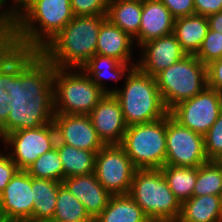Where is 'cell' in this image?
<instances>
[{
  "mask_svg": "<svg viewBox=\"0 0 222 222\" xmlns=\"http://www.w3.org/2000/svg\"><path fill=\"white\" fill-rule=\"evenodd\" d=\"M3 40H4V39L0 36V42H3Z\"/></svg>",
  "mask_w": 222,
  "mask_h": 222,
  "instance_id": "cell-43",
  "label": "cell"
},
{
  "mask_svg": "<svg viewBox=\"0 0 222 222\" xmlns=\"http://www.w3.org/2000/svg\"><path fill=\"white\" fill-rule=\"evenodd\" d=\"M175 18L160 0H144L139 33L134 38L139 47L147 41L174 32Z\"/></svg>",
  "mask_w": 222,
  "mask_h": 222,
  "instance_id": "cell-18",
  "label": "cell"
},
{
  "mask_svg": "<svg viewBox=\"0 0 222 222\" xmlns=\"http://www.w3.org/2000/svg\"><path fill=\"white\" fill-rule=\"evenodd\" d=\"M154 77L165 107L170 110L207 86V66L195 55H187Z\"/></svg>",
  "mask_w": 222,
  "mask_h": 222,
  "instance_id": "cell-7",
  "label": "cell"
},
{
  "mask_svg": "<svg viewBox=\"0 0 222 222\" xmlns=\"http://www.w3.org/2000/svg\"><path fill=\"white\" fill-rule=\"evenodd\" d=\"M142 15V1L109 0L106 18L135 38L139 33Z\"/></svg>",
  "mask_w": 222,
  "mask_h": 222,
  "instance_id": "cell-25",
  "label": "cell"
},
{
  "mask_svg": "<svg viewBox=\"0 0 222 222\" xmlns=\"http://www.w3.org/2000/svg\"><path fill=\"white\" fill-rule=\"evenodd\" d=\"M16 163L10 158L9 153H0V194L6 188L12 177L18 171Z\"/></svg>",
  "mask_w": 222,
  "mask_h": 222,
  "instance_id": "cell-37",
  "label": "cell"
},
{
  "mask_svg": "<svg viewBox=\"0 0 222 222\" xmlns=\"http://www.w3.org/2000/svg\"><path fill=\"white\" fill-rule=\"evenodd\" d=\"M94 222H150L129 194L112 195Z\"/></svg>",
  "mask_w": 222,
  "mask_h": 222,
  "instance_id": "cell-24",
  "label": "cell"
},
{
  "mask_svg": "<svg viewBox=\"0 0 222 222\" xmlns=\"http://www.w3.org/2000/svg\"><path fill=\"white\" fill-rule=\"evenodd\" d=\"M102 16H74L40 52L58 68L80 69L96 54Z\"/></svg>",
  "mask_w": 222,
  "mask_h": 222,
  "instance_id": "cell-3",
  "label": "cell"
},
{
  "mask_svg": "<svg viewBox=\"0 0 222 222\" xmlns=\"http://www.w3.org/2000/svg\"><path fill=\"white\" fill-rule=\"evenodd\" d=\"M220 198H221V206H222V193H221V195H220Z\"/></svg>",
  "mask_w": 222,
  "mask_h": 222,
  "instance_id": "cell-44",
  "label": "cell"
},
{
  "mask_svg": "<svg viewBox=\"0 0 222 222\" xmlns=\"http://www.w3.org/2000/svg\"><path fill=\"white\" fill-rule=\"evenodd\" d=\"M119 101L127 126L153 122L169 114L156 85L155 77L137 66L125 76L123 88L110 89Z\"/></svg>",
  "mask_w": 222,
  "mask_h": 222,
  "instance_id": "cell-4",
  "label": "cell"
},
{
  "mask_svg": "<svg viewBox=\"0 0 222 222\" xmlns=\"http://www.w3.org/2000/svg\"><path fill=\"white\" fill-rule=\"evenodd\" d=\"M136 168L120 144L105 145L95 156L94 174L111 194H129Z\"/></svg>",
  "mask_w": 222,
  "mask_h": 222,
  "instance_id": "cell-10",
  "label": "cell"
},
{
  "mask_svg": "<svg viewBox=\"0 0 222 222\" xmlns=\"http://www.w3.org/2000/svg\"><path fill=\"white\" fill-rule=\"evenodd\" d=\"M91 220L82 202L62 184L57 194L55 213L50 222H88Z\"/></svg>",
  "mask_w": 222,
  "mask_h": 222,
  "instance_id": "cell-28",
  "label": "cell"
},
{
  "mask_svg": "<svg viewBox=\"0 0 222 222\" xmlns=\"http://www.w3.org/2000/svg\"><path fill=\"white\" fill-rule=\"evenodd\" d=\"M207 86L222 93V58L207 65Z\"/></svg>",
  "mask_w": 222,
  "mask_h": 222,
  "instance_id": "cell-38",
  "label": "cell"
},
{
  "mask_svg": "<svg viewBox=\"0 0 222 222\" xmlns=\"http://www.w3.org/2000/svg\"><path fill=\"white\" fill-rule=\"evenodd\" d=\"M13 2H17V3H19L21 0H12Z\"/></svg>",
  "mask_w": 222,
  "mask_h": 222,
  "instance_id": "cell-42",
  "label": "cell"
},
{
  "mask_svg": "<svg viewBox=\"0 0 222 222\" xmlns=\"http://www.w3.org/2000/svg\"><path fill=\"white\" fill-rule=\"evenodd\" d=\"M222 193V161H208L197 167V180L193 196Z\"/></svg>",
  "mask_w": 222,
  "mask_h": 222,
  "instance_id": "cell-29",
  "label": "cell"
},
{
  "mask_svg": "<svg viewBox=\"0 0 222 222\" xmlns=\"http://www.w3.org/2000/svg\"><path fill=\"white\" fill-rule=\"evenodd\" d=\"M53 84L55 113L88 115L105 95L78 68L55 67Z\"/></svg>",
  "mask_w": 222,
  "mask_h": 222,
  "instance_id": "cell-6",
  "label": "cell"
},
{
  "mask_svg": "<svg viewBox=\"0 0 222 222\" xmlns=\"http://www.w3.org/2000/svg\"><path fill=\"white\" fill-rule=\"evenodd\" d=\"M7 0H0V36L5 39L15 28L19 18V5L14 2L8 10H2ZM2 7V8H1ZM2 10V11H1Z\"/></svg>",
  "mask_w": 222,
  "mask_h": 222,
  "instance_id": "cell-35",
  "label": "cell"
},
{
  "mask_svg": "<svg viewBox=\"0 0 222 222\" xmlns=\"http://www.w3.org/2000/svg\"><path fill=\"white\" fill-rule=\"evenodd\" d=\"M88 115L99 138L105 145L122 142L128 126L119 101L113 93H105Z\"/></svg>",
  "mask_w": 222,
  "mask_h": 222,
  "instance_id": "cell-15",
  "label": "cell"
},
{
  "mask_svg": "<svg viewBox=\"0 0 222 222\" xmlns=\"http://www.w3.org/2000/svg\"><path fill=\"white\" fill-rule=\"evenodd\" d=\"M134 38L120 27L106 19L100 27L96 54L115 58L123 63H131Z\"/></svg>",
  "mask_w": 222,
  "mask_h": 222,
  "instance_id": "cell-19",
  "label": "cell"
},
{
  "mask_svg": "<svg viewBox=\"0 0 222 222\" xmlns=\"http://www.w3.org/2000/svg\"><path fill=\"white\" fill-rule=\"evenodd\" d=\"M6 43L0 42V126L2 127L9 115L8 104L11 101L6 88Z\"/></svg>",
  "mask_w": 222,
  "mask_h": 222,
  "instance_id": "cell-33",
  "label": "cell"
},
{
  "mask_svg": "<svg viewBox=\"0 0 222 222\" xmlns=\"http://www.w3.org/2000/svg\"><path fill=\"white\" fill-rule=\"evenodd\" d=\"M204 136L180 125L170 114L166 116L165 165L199 167L208 162Z\"/></svg>",
  "mask_w": 222,
  "mask_h": 222,
  "instance_id": "cell-11",
  "label": "cell"
},
{
  "mask_svg": "<svg viewBox=\"0 0 222 222\" xmlns=\"http://www.w3.org/2000/svg\"><path fill=\"white\" fill-rule=\"evenodd\" d=\"M204 148L209 161H222V111L204 135Z\"/></svg>",
  "mask_w": 222,
  "mask_h": 222,
  "instance_id": "cell-32",
  "label": "cell"
},
{
  "mask_svg": "<svg viewBox=\"0 0 222 222\" xmlns=\"http://www.w3.org/2000/svg\"><path fill=\"white\" fill-rule=\"evenodd\" d=\"M5 134L3 132L2 127L0 126V139L2 140V142L5 144ZM1 153V152H0Z\"/></svg>",
  "mask_w": 222,
  "mask_h": 222,
  "instance_id": "cell-41",
  "label": "cell"
},
{
  "mask_svg": "<svg viewBox=\"0 0 222 222\" xmlns=\"http://www.w3.org/2000/svg\"><path fill=\"white\" fill-rule=\"evenodd\" d=\"M177 222H222L220 196H193L184 201Z\"/></svg>",
  "mask_w": 222,
  "mask_h": 222,
  "instance_id": "cell-22",
  "label": "cell"
},
{
  "mask_svg": "<svg viewBox=\"0 0 222 222\" xmlns=\"http://www.w3.org/2000/svg\"><path fill=\"white\" fill-rule=\"evenodd\" d=\"M55 66L40 52L6 44V91L11 98L4 134L49 124L55 116Z\"/></svg>",
  "mask_w": 222,
  "mask_h": 222,
  "instance_id": "cell-1",
  "label": "cell"
},
{
  "mask_svg": "<svg viewBox=\"0 0 222 222\" xmlns=\"http://www.w3.org/2000/svg\"><path fill=\"white\" fill-rule=\"evenodd\" d=\"M141 58L136 66L144 73L155 76L187 56L174 33L142 44Z\"/></svg>",
  "mask_w": 222,
  "mask_h": 222,
  "instance_id": "cell-16",
  "label": "cell"
},
{
  "mask_svg": "<svg viewBox=\"0 0 222 222\" xmlns=\"http://www.w3.org/2000/svg\"><path fill=\"white\" fill-rule=\"evenodd\" d=\"M55 146L62 161L63 179L94 172L95 152L75 148L60 142H56Z\"/></svg>",
  "mask_w": 222,
  "mask_h": 222,
  "instance_id": "cell-26",
  "label": "cell"
},
{
  "mask_svg": "<svg viewBox=\"0 0 222 222\" xmlns=\"http://www.w3.org/2000/svg\"><path fill=\"white\" fill-rule=\"evenodd\" d=\"M209 29L222 33V11L207 16Z\"/></svg>",
  "mask_w": 222,
  "mask_h": 222,
  "instance_id": "cell-40",
  "label": "cell"
},
{
  "mask_svg": "<svg viewBox=\"0 0 222 222\" xmlns=\"http://www.w3.org/2000/svg\"><path fill=\"white\" fill-rule=\"evenodd\" d=\"M57 138L53 122L38 128L21 129L5 136V148L19 170H26L39 156L55 147Z\"/></svg>",
  "mask_w": 222,
  "mask_h": 222,
  "instance_id": "cell-12",
  "label": "cell"
},
{
  "mask_svg": "<svg viewBox=\"0 0 222 222\" xmlns=\"http://www.w3.org/2000/svg\"><path fill=\"white\" fill-rule=\"evenodd\" d=\"M74 16L107 15L109 0H70Z\"/></svg>",
  "mask_w": 222,
  "mask_h": 222,
  "instance_id": "cell-34",
  "label": "cell"
},
{
  "mask_svg": "<svg viewBox=\"0 0 222 222\" xmlns=\"http://www.w3.org/2000/svg\"><path fill=\"white\" fill-rule=\"evenodd\" d=\"M32 176L18 170L0 194V222H29L33 215Z\"/></svg>",
  "mask_w": 222,
  "mask_h": 222,
  "instance_id": "cell-13",
  "label": "cell"
},
{
  "mask_svg": "<svg viewBox=\"0 0 222 222\" xmlns=\"http://www.w3.org/2000/svg\"><path fill=\"white\" fill-rule=\"evenodd\" d=\"M129 65V66H128ZM136 64L123 63L119 60L95 54L80 69L95 83L102 91L109 93L104 85L103 79H113L115 82L126 76Z\"/></svg>",
  "mask_w": 222,
  "mask_h": 222,
  "instance_id": "cell-20",
  "label": "cell"
},
{
  "mask_svg": "<svg viewBox=\"0 0 222 222\" xmlns=\"http://www.w3.org/2000/svg\"><path fill=\"white\" fill-rule=\"evenodd\" d=\"M56 142L97 153L105 144L99 138L89 115L55 113Z\"/></svg>",
  "mask_w": 222,
  "mask_h": 222,
  "instance_id": "cell-14",
  "label": "cell"
},
{
  "mask_svg": "<svg viewBox=\"0 0 222 222\" xmlns=\"http://www.w3.org/2000/svg\"><path fill=\"white\" fill-rule=\"evenodd\" d=\"M129 195L152 222H177L181 203L168 186L161 169H136Z\"/></svg>",
  "mask_w": 222,
  "mask_h": 222,
  "instance_id": "cell-5",
  "label": "cell"
},
{
  "mask_svg": "<svg viewBox=\"0 0 222 222\" xmlns=\"http://www.w3.org/2000/svg\"><path fill=\"white\" fill-rule=\"evenodd\" d=\"M161 171L169 188L181 204L193 197L197 167L164 165Z\"/></svg>",
  "mask_w": 222,
  "mask_h": 222,
  "instance_id": "cell-27",
  "label": "cell"
},
{
  "mask_svg": "<svg viewBox=\"0 0 222 222\" xmlns=\"http://www.w3.org/2000/svg\"><path fill=\"white\" fill-rule=\"evenodd\" d=\"M120 145L136 169H161L166 160V116L128 126Z\"/></svg>",
  "mask_w": 222,
  "mask_h": 222,
  "instance_id": "cell-8",
  "label": "cell"
},
{
  "mask_svg": "<svg viewBox=\"0 0 222 222\" xmlns=\"http://www.w3.org/2000/svg\"><path fill=\"white\" fill-rule=\"evenodd\" d=\"M221 111L222 93L206 86L194 97L177 103L169 114L180 125L204 136Z\"/></svg>",
  "mask_w": 222,
  "mask_h": 222,
  "instance_id": "cell-9",
  "label": "cell"
},
{
  "mask_svg": "<svg viewBox=\"0 0 222 222\" xmlns=\"http://www.w3.org/2000/svg\"><path fill=\"white\" fill-rule=\"evenodd\" d=\"M195 14L209 16L222 11V0H194Z\"/></svg>",
  "mask_w": 222,
  "mask_h": 222,
  "instance_id": "cell-39",
  "label": "cell"
},
{
  "mask_svg": "<svg viewBox=\"0 0 222 222\" xmlns=\"http://www.w3.org/2000/svg\"><path fill=\"white\" fill-rule=\"evenodd\" d=\"M62 182L32 177L33 215L29 222H50L53 219L59 187Z\"/></svg>",
  "mask_w": 222,
  "mask_h": 222,
  "instance_id": "cell-23",
  "label": "cell"
},
{
  "mask_svg": "<svg viewBox=\"0 0 222 222\" xmlns=\"http://www.w3.org/2000/svg\"><path fill=\"white\" fill-rule=\"evenodd\" d=\"M195 56L206 66L222 58V33L209 29Z\"/></svg>",
  "mask_w": 222,
  "mask_h": 222,
  "instance_id": "cell-31",
  "label": "cell"
},
{
  "mask_svg": "<svg viewBox=\"0 0 222 222\" xmlns=\"http://www.w3.org/2000/svg\"><path fill=\"white\" fill-rule=\"evenodd\" d=\"M26 171L33 178L62 182L63 166L56 146L39 156Z\"/></svg>",
  "mask_w": 222,
  "mask_h": 222,
  "instance_id": "cell-30",
  "label": "cell"
},
{
  "mask_svg": "<svg viewBox=\"0 0 222 222\" xmlns=\"http://www.w3.org/2000/svg\"><path fill=\"white\" fill-rule=\"evenodd\" d=\"M62 184L82 202L86 212L92 219H95L106 208L112 196L99 183L94 172L64 178Z\"/></svg>",
  "mask_w": 222,
  "mask_h": 222,
  "instance_id": "cell-17",
  "label": "cell"
},
{
  "mask_svg": "<svg viewBox=\"0 0 222 222\" xmlns=\"http://www.w3.org/2000/svg\"><path fill=\"white\" fill-rule=\"evenodd\" d=\"M176 19L195 14L194 0H160Z\"/></svg>",
  "mask_w": 222,
  "mask_h": 222,
  "instance_id": "cell-36",
  "label": "cell"
},
{
  "mask_svg": "<svg viewBox=\"0 0 222 222\" xmlns=\"http://www.w3.org/2000/svg\"><path fill=\"white\" fill-rule=\"evenodd\" d=\"M18 5V22L3 41L19 50L40 51L74 18L70 0H21Z\"/></svg>",
  "mask_w": 222,
  "mask_h": 222,
  "instance_id": "cell-2",
  "label": "cell"
},
{
  "mask_svg": "<svg viewBox=\"0 0 222 222\" xmlns=\"http://www.w3.org/2000/svg\"><path fill=\"white\" fill-rule=\"evenodd\" d=\"M209 24L207 16L189 15L176 18L174 35L187 55H195L207 35Z\"/></svg>",
  "mask_w": 222,
  "mask_h": 222,
  "instance_id": "cell-21",
  "label": "cell"
}]
</instances>
